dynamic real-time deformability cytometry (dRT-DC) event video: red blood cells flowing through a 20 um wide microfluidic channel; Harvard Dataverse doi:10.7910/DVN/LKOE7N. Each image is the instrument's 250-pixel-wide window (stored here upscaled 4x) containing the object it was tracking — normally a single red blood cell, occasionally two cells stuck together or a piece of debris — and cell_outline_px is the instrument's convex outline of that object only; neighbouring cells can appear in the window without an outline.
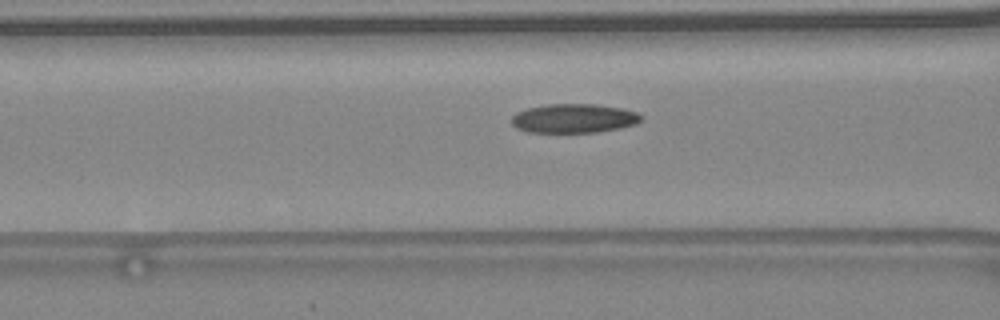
{"species": "common noctule bat (a hibernating species)", "species_latin": "Nyctalus noctula", "temperature_condition": "warm", "stored_images_in_passage": 46, "camera_frame_rate_fps": 3000, "um_per_image_px": 0.085, "animal": {"sex": "female", "body_mass_g": 24.6, "forearm_length_mm": 56.2}, "frame": {"image": 1, "passage_image": 20, "time_ms": 6.333, "image_size_px": [1000, 320], "cell_outline_px": [[644, 120], [636, 124], [620, 128], [596, 132], [528, 132], [516, 128], [512, 124], [512, 116], [516, 112], [528, 108], [548, 104], [596, 104], [620, 108], [636, 112], [644, 116]], "centroid_in_image_um": [48.8, 10.06], "position_along_channel_um": 117.8, "area_um2": 22.02}, "authors_computed_cell_mechanics": {"area_um2": 21.5305, "velocity_mm_per_s": 4.5379, "shape_relaxation_time_tau1_ms": 6.3434, "shape_relaxation_time_tau2_ms": 1.834, "deformation_change_tau1": 0.1613, "deformation_change_tau2": 0.0785}}